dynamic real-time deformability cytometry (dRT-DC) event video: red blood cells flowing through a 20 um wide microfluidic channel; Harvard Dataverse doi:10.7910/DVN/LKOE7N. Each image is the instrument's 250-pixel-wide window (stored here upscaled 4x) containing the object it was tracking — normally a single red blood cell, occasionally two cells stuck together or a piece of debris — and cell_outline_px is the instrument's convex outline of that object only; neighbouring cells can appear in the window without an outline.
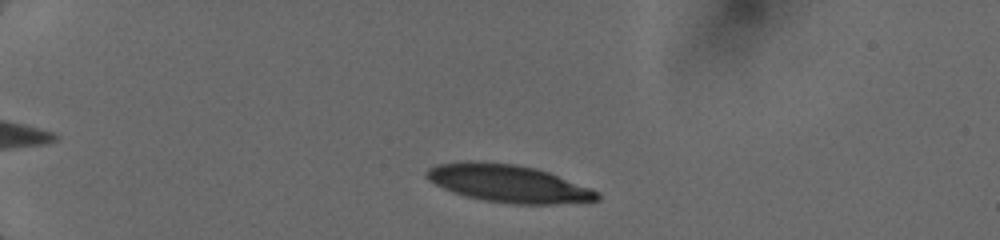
{"species": "human", "species_latin": "Homo sapiens", "temperature_condition": "cold", "stored_images_in_passage": 42, "camera_frame_rate_fps": 3000, "um_per_image_px": 0.085, "donor": {"sex": "female"}, "frame": {"image": 1, "passage_image": 3, "time_ms": 1.0, "image_size_px": [1000, 240], "cell_outline_px": [[600, 200], [556, 204], [512, 204], [484, 200], [452, 192], [428, 180], [424, 176], [424, 172], [428, 168], [436, 164], [468, 160], [476, 160], [516, 164], [536, 168], [548, 172], [592, 188], [600, 192]], "centroid_in_image_um": [43.2, 15.58], "position_along_channel_um": 41.8, "area_um2": 37.69}}
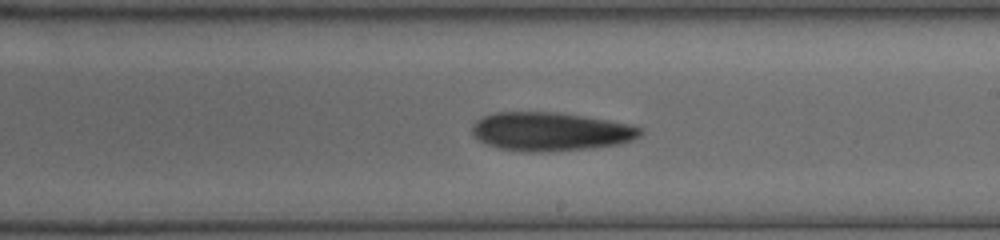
{"frame": {"image": 2, "passage_image": 18, "time_ms": 7.333, "image_size_px": [1000, 240], "cell_outline_px": [[644, 132], [640, 136], [632, 140], [620, 144], [588, 148], [536, 152], [500, 148], [488, 144], [472, 136], [472, 124], [476, 120], [484, 116], [496, 112], [560, 112], [608, 120], [628, 124], [644, 128]], "centroid_in_image_um": [46.81, 11.17], "position_along_channel_um": 242.2, "area_um2": 37.69}}
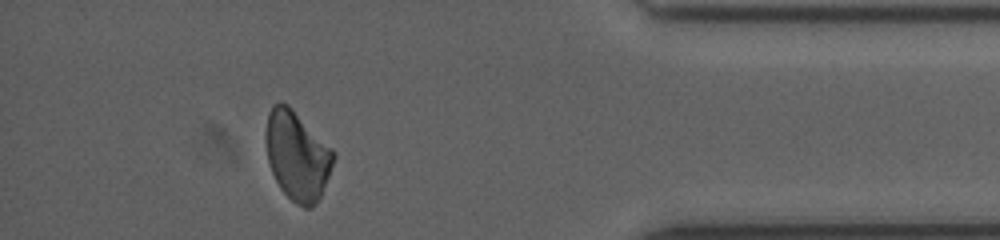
{"frame": {"image": 3, "passage_image": 37, "time_ms": 12.0, "image_size_px": [1000, 240], "cell_outline_px": [[336, 156], [320, 196], [316, 204], [312, 208], [304, 208], [296, 204], [280, 188], [272, 172], [268, 160], [264, 140], [264, 136], [268, 112], [272, 104], [280, 100], [288, 104], [336, 152]], "centroid_in_image_um": [25.24, 13.19], "position_along_channel_um": 410.0, "area_um2": 35.32}}